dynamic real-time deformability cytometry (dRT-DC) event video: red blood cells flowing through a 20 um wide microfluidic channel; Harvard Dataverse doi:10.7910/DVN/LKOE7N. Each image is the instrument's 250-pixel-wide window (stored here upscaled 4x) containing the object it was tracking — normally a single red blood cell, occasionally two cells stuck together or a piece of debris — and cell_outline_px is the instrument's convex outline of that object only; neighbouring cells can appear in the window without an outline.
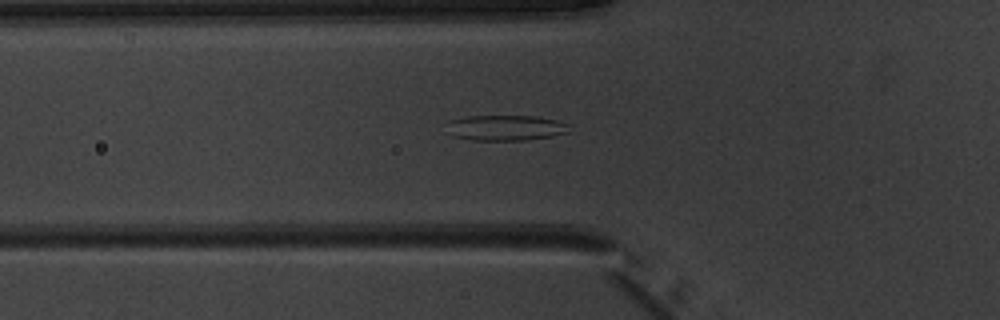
{"species": "common noctule bat (a hibernating species)", "species_latin": "Nyctalus noctula", "temperature_condition": "warm", "stored_images_in_passage": 44, "segment_of_instrument_passage": [1, 2], "camera_frame_rate_fps": 3000, "um_per_image_px": 0.085, "animal": {"sex": "male", "body_mass_g": 20.1, "forearm_length_mm": 53.5}, "frame": {"image": 1, "passage_image": 10, "time_ms": 3.0, "image_size_px": [1000, 320], "cell_outline_px": [[568, 132], [552, 136], [528, 140], [472, 140], [452, 136], [452, 120], [468, 116], [536, 116], [556, 120], [568, 124]], "centroid_in_image_um": [43.07, 10.87], "position_along_channel_um": 82.7, "area_um2": 17.74}}
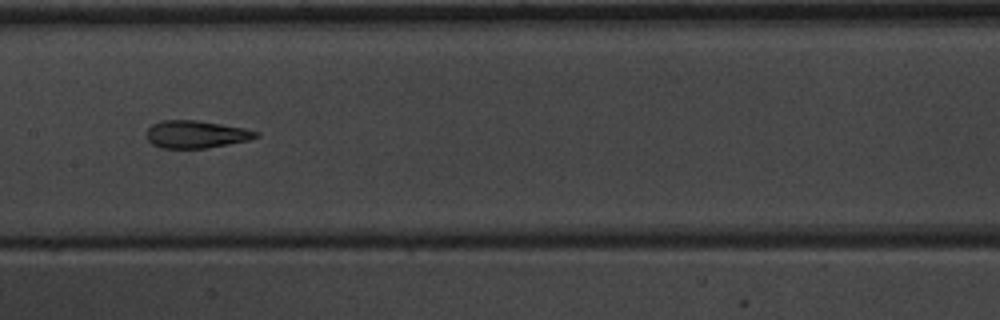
{"frame": {"image": 2, "passage_image": 18, "time_ms": 5.667, "image_size_px": [1000, 320], "cell_outline_px": [[260, 136], [248, 140], [208, 148], [160, 148], [152, 144], [148, 140], [144, 132], [152, 124], [160, 120], [196, 120], [244, 128], [260, 132]], "centroid_in_image_um": [16.63, 11.41], "position_along_channel_um": 190.8, "area_um2": 17.69}}
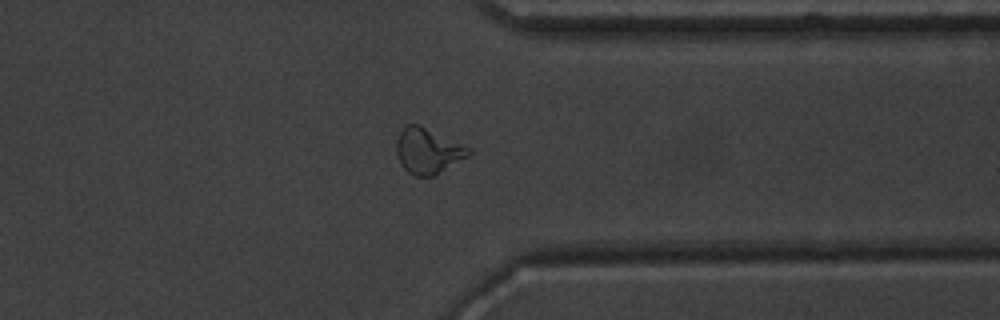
{"frame": {"image": 3, "passage_image": 32, "time_ms": 10.333, "image_size_px": [1000, 320], "cell_outline_px": [[472, 152], [468, 156], [432, 176], [416, 176], [408, 172], [400, 164], [396, 156], [396, 140], [404, 124], [420, 124], [472, 148]], "centroid_in_image_um": [36.35, 12.79], "position_along_channel_um": 375.1, "area_um2": 19.31}}